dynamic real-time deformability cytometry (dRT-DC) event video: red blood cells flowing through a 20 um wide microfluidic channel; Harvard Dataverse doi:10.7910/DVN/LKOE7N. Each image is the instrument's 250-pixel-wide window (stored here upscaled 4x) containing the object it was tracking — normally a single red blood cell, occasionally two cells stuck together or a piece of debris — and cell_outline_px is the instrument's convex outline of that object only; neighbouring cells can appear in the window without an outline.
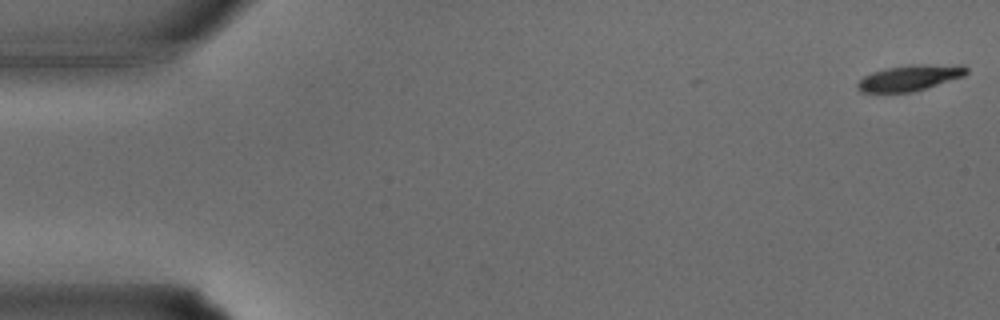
{"species": "common noctule bat (a hibernating species)", "species_latin": "Nyctalus noctula", "temperature_condition": "warm", "stored_images_in_passage": 34, "camera_frame_rate_fps": 3000, "um_per_image_px": 0.085, "animal": {"sex": "male", "body_mass_g": 15.6}, "frame": {"image": 1, "passage_image": 1, "time_ms": 0.0, "image_size_px": [1000, 320], "cell_outline_px": [[968, 72], [964, 76], [912, 92], [860, 92], [856, 88], [856, 84], [864, 76], [872, 72], [888, 68], [908, 64], [964, 64], [968, 68]], "centroid_in_image_um": [77.36, 6.59], "position_along_channel_um": 7.6, "area_um2": 16.53}}
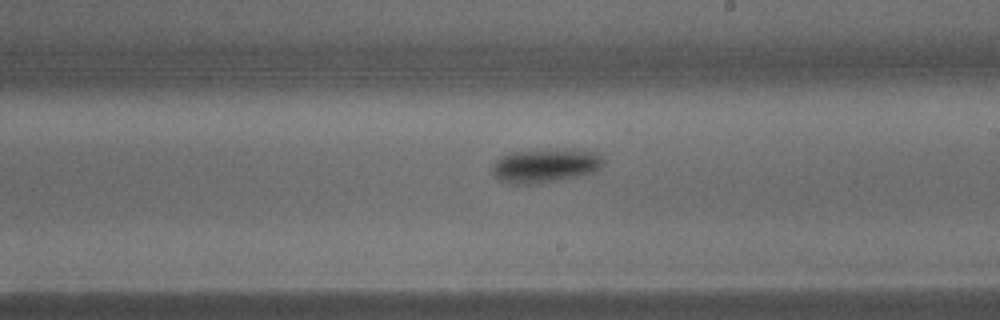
{"frame": {"image": 2, "passage_image": 20, "time_ms": 6.333, "image_size_px": [1000, 320], "cell_outline_px": [[604, 164], [596, 172], [580, 176], [536, 184], [512, 184], [500, 180], [492, 172], [492, 164], [496, 160], [508, 152], [572, 148], [596, 152], [604, 160]], "centroid_in_image_um": [46.38, 14.07], "position_along_channel_um": 242.6, "area_um2": 22.31}}
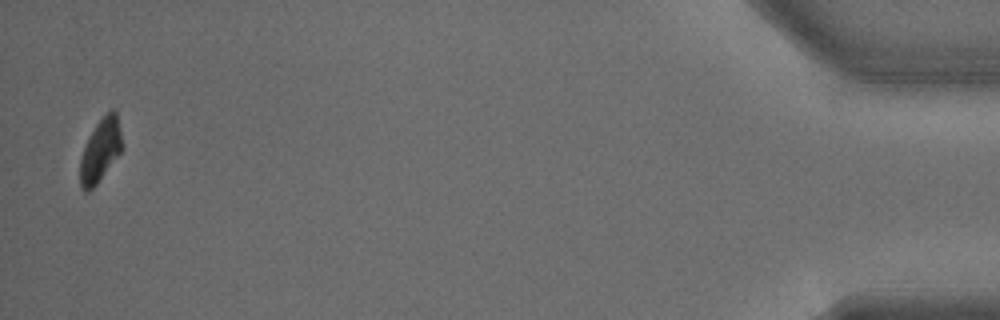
{"frame": {"image": 3, "passage_image": 34, "time_ms": 11.0, "image_size_px": [1000, 320], "cell_outline_px": [[124, 148], [96, 184], [88, 192], [84, 192], [80, 188], [80, 156], [88, 136], [96, 124], [112, 108], [116, 108], [124, 144]], "centroid_in_image_um": [8.55, 12.75], "position_along_channel_um": 426.6, "area_um2": 15.72}}